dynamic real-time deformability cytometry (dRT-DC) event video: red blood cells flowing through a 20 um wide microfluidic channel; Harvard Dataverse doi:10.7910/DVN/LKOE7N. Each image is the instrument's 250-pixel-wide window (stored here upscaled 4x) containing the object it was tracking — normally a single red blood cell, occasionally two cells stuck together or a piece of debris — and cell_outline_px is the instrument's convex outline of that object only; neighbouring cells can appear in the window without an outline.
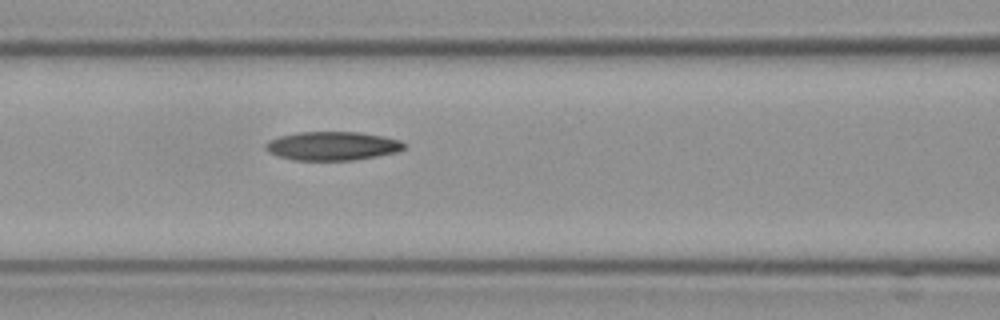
{"species": "Egyptian fruit bat (a non-hibernating species)", "species_latin": "Rousettus aegyptiacus", "temperature_condition": "cold", "stored_images_in_passage": 6, "camera_frame_rate_fps": 3000, "um_per_image_px": 0.085, "frame": {"image": 1, "passage_image": 6, "time_ms": 1.667, "image_size_px": [1000, 320], "cell_outline_px": [[408, 144], [400, 152], [352, 160], [292, 160], [276, 156], [268, 152], [264, 148], [264, 144], [268, 140], [280, 136], [296, 132], [360, 132], [384, 136], [400, 140]], "centroid_in_image_um": [28.25, 12.4], "position_along_channel_um": 138.4, "area_um2": 23.52}}